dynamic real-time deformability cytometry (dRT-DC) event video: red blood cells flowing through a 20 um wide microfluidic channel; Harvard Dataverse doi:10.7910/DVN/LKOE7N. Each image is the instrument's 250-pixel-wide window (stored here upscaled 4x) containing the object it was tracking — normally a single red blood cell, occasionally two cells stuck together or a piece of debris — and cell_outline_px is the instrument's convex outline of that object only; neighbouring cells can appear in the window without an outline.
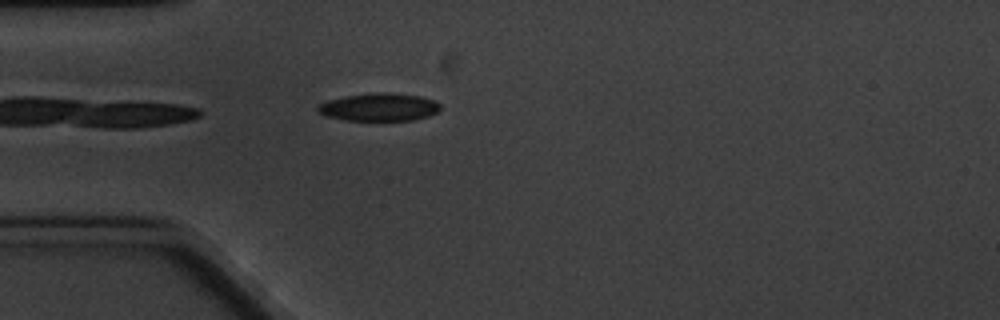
{"species": "common noctule bat (a hibernating species)", "species_latin": "Nyctalus noctula", "temperature_condition": "cold", "stored_images_in_passage": 5, "camera_frame_rate_fps": 3000, "um_per_image_px": 0.085, "animal": {"sex": "male", "body_mass_g": 20.1, "forearm_length_mm": 53.5}, "frame": {"image": 1, "passage_image": 5, "time_ms": 4.667, "image_size_px": [1000, 320], "cell_outline_px": [[440, 108], [436, 112], [428, 116], [412, 120], [344, 120], [328, 116], [316, 112], [316, 108], [320, 104], [328, 100], [348, 96], [420, 96], [436, 100], [440, 104]], "centroid_in_image_um": [32.22, 9.17], "position_along_channel_um": 52.8, "area_um2": 18.55}}